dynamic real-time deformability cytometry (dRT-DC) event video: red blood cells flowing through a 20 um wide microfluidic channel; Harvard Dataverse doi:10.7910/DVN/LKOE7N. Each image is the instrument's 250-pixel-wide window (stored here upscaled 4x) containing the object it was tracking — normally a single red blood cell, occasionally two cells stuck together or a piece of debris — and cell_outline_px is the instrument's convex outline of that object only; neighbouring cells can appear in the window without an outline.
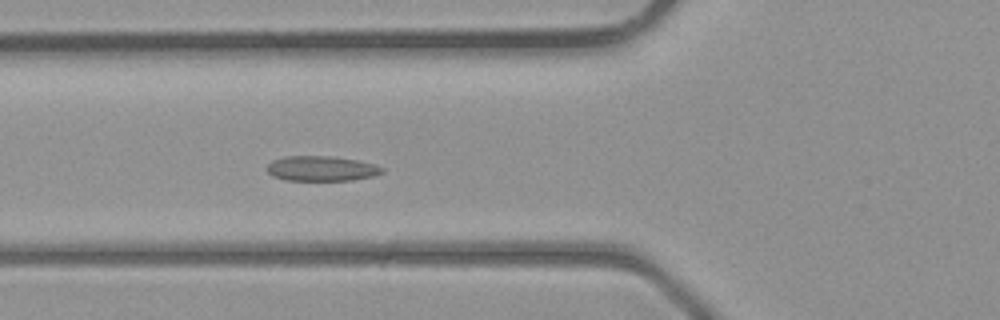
{"species": "common noctule bat (a hibernating species)", "species_latin": "Nyctalus noctula", "temperature_condition": "room temperature", "stored_images_in_passage": 40, "camera_frame_rate_fps": 3000, "um_per_image_px": 0.085, "animal": {"sex": "male", "body_mass_g": 23.1, "forearm_length_mm": 52.7}, "frame": {"image": 1, "passage_image": 13, "time_ms": 4.0, "image_size_px": [1000, 320], "cell_outline_px": [[384, 172], [376, 176], [352, 180], [284, 180], [272, 176], [264, 168], [272, 160], [284, 156], [332, 156], [356, 160], [376, 164], [384, 168]], "centroid_in_image_um": [27.32, 14.32], "position_along_channel_um": 98.5, "area_um2": 17.05}}
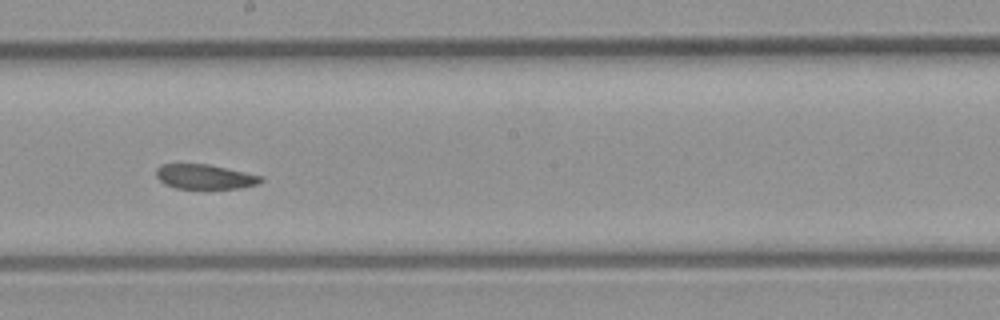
{"frame": {"image": 2, "passage_image": 21, "time_ms": 6.667, "image_size_px": [1000, 320], "cell_outline_px": [[264, 180], [260, 184], [240, 188], [176, 188], [164, 184], [156, 176], [156, 168], [160, 164], [208, 164], [264, 176]], "centroid_in_image_um": [17.44, 15.02], "position_along_channel_um": 230.8, "area_um2": 15.14}}
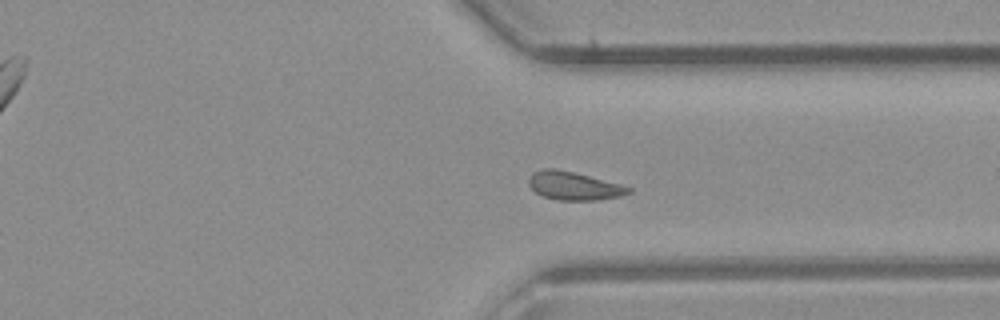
{"frame": {"image": 3, "passage_image": 29, "time_ms": 9.333, "image_size_px": [1000, 320], "cell_outline_px": [[632, 192], [620, 196], [600, 200], [556, 200], [544, 196], [536, 192], [528, 184], [528, 176], [532, 172], [540, 168], [556, 168], [620, 184], [632, 188]], "centroid_in_image_um": [48.74, 15.79], "position_along_channel_um": 362.7, "area_um2": 16.47}}